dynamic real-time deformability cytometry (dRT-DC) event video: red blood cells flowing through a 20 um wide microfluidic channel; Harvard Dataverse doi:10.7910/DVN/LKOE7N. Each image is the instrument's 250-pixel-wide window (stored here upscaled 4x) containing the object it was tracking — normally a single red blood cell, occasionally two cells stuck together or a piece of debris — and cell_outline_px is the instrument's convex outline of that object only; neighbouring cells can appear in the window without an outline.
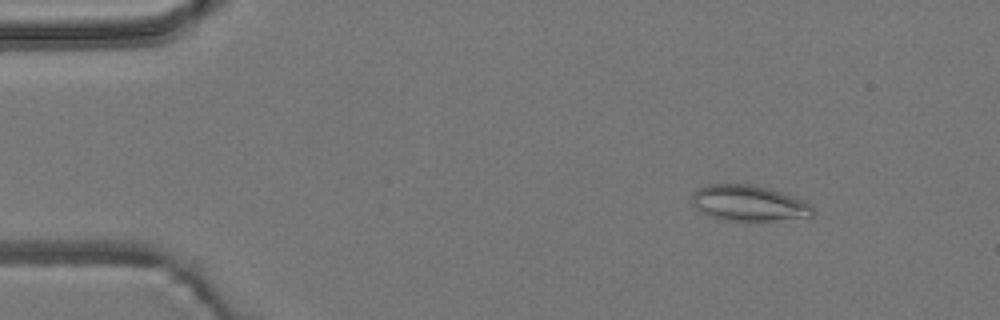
{"species": "common noctule bat (a hibernating species)", "species_latin": "Nyctalus noctula", "temperature_condition": "room temperature", "stored_images_in_passage": 54, "camera_frame_rate_fps": 3000, "um_per_image_px": 0.085, "animal": {"sex": "male", "body_mass_g": 19.2, "forearm_length_mm": 51.8}, "frame": {"image": 1, "passage_image": 7, "time_ms": 2.0, "image_size_px": [1000, 320], "cell_outline_px": [[816, 212], [812, 216], [772, 220], [728, 220], [708, 216], [700, 212], [692, 204], [692, 192], [696, 188], [708, 184], [752, 184], [768, 188], [796, 196], [812, 204]], "centroid_in_image_um": [63.64, 17.25], "position_along_channel_um": 21.4, "area_um2": 25.43}}
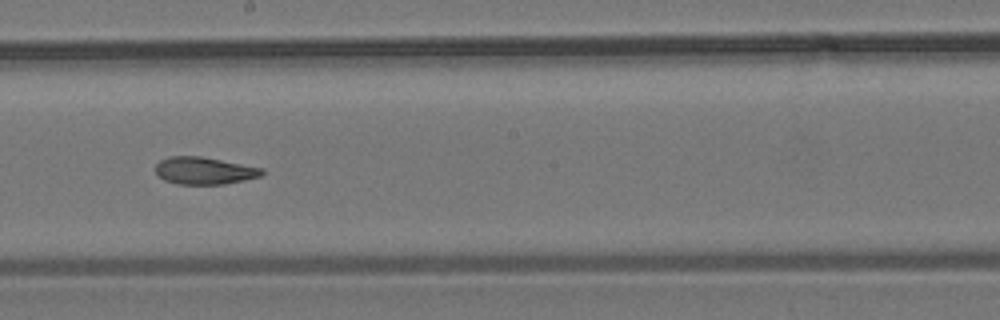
{"frame": {"image": 2, "passage_image": 30, "time_ms": 9.667, "image_size_px": [1000, 320], "cell_outline_px": [[264, 172], [260, 176], [244, 180], [224, 184], [176, 184], [164, 180], [156, 172], [156, 164], [160, 160], [168, 156], [200, 156], [264, 168]], "centroid_in_image_um": [17.36, 14.5], "position_along_channel_um": 230.8, "area_um2": 16.88}}
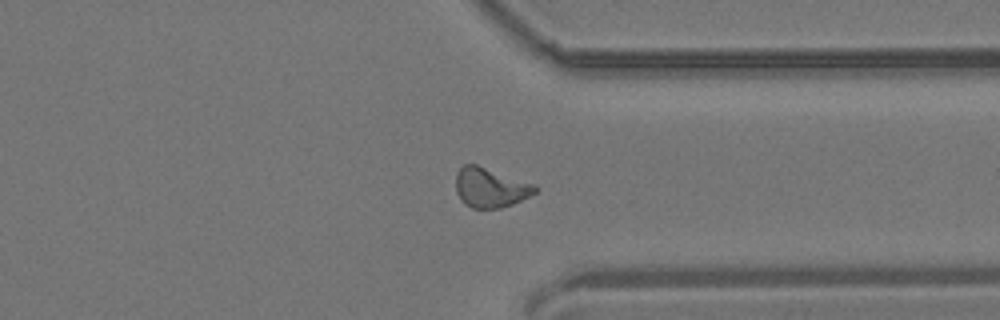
{"frame": {"image": 3, "passage_image": 41, "time_ms": 13.333, "image_size_px": [1000, 320], "cell_outline_px": [[540, 188], [536, 192], [512, 204], [500, 208], [472, 208], [464, 204], [456, 192], [456, 172], [464, 164], [476, 164], [536, 184]], "centroid_in_image_um": [41.68, 15.94], "position_along_channel_um": 369.7, "area_um2": 18.38}, "authors_computed_cell_mechanics": {"area_um2": 18.0625, "velocity_mm_per_s": 3.832, "shape_relaxation_time_tau1_ms": null, "shape_relaxation_time_tau2_ms": 5.0598, "deformation_change_tau1": null, "deformation_change_tau2": 0.1102}}